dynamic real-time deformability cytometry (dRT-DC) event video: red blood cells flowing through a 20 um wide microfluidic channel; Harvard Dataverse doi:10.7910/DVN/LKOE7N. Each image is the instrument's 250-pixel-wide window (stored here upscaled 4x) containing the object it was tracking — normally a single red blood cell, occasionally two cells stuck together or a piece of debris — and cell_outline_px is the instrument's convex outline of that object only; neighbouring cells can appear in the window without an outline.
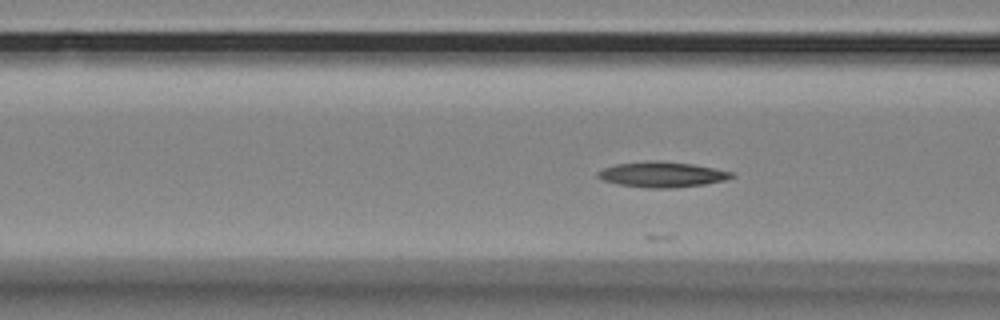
{"species": "Egyptian fruit bat (a non-hibernating species)", "species_latin": "Rousettus aegyptiacus", "temperature_condition": "room temperature", "stored_images_in_passage": 12, "camera_frame_rate_fps": 3000, "um_per_image_px": 0.085, "animal": {"sex": "female"}, "frame": {"image": 1, "passage_image": 4, "time_ms": 1.0, "image_size_px": [1000, 320], "cell_outline_px": [[736, 176], [724, 180], [704, 184], [672, 188], [644, 188], [616, 184], [604, 180], [596, 176], [596, 172], [604, 168], [616, 164], [648, 160], [660, 160], [692, 164], [732, 172]], "centroid_in_image_um": [56.23, 14.83], "position_along_channel_um": 110.4, "area_um2": 19.88}}